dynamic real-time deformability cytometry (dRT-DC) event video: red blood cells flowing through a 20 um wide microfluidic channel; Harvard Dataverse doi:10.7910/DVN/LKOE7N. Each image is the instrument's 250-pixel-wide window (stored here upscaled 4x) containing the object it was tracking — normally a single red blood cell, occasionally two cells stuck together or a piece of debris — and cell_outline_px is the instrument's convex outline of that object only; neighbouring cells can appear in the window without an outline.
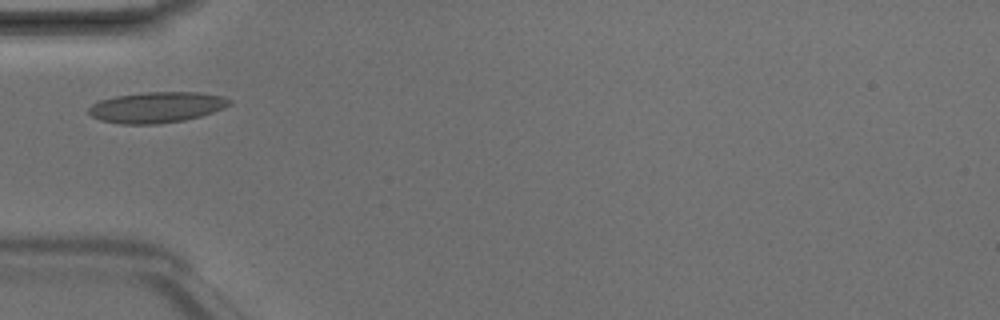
{"species": "Egyptian fruit bat (a non-hibernating species)", "species_latin": "Rousettus aegyptiacus", "temperature_condition": "room temperature", "stored_images_in_passage": 4, "camera_frame_rate_fps": 3000, "um_per_image_px": 0.085, "animal": {"sex": "male"}, "frame": {"image": 1, "passage_image": 3, "time_ms": 0.667, "image_size_px": [1000, 320], "cell_outline_px": [[232, 104], [224, 108], [200, 116], [184, 120], [156, 124], [120, 124], [100, 120], [92, 116], [88, 112], [88, 108], [92, 104], [100, 100], [116, 96], [148, 92], [200, 92], [220, 96], [232, 100]], "centroid_in_image_um": [13.31, 9.12], "position_along_channel_um": 71.7, "area_um2": 25.2}}